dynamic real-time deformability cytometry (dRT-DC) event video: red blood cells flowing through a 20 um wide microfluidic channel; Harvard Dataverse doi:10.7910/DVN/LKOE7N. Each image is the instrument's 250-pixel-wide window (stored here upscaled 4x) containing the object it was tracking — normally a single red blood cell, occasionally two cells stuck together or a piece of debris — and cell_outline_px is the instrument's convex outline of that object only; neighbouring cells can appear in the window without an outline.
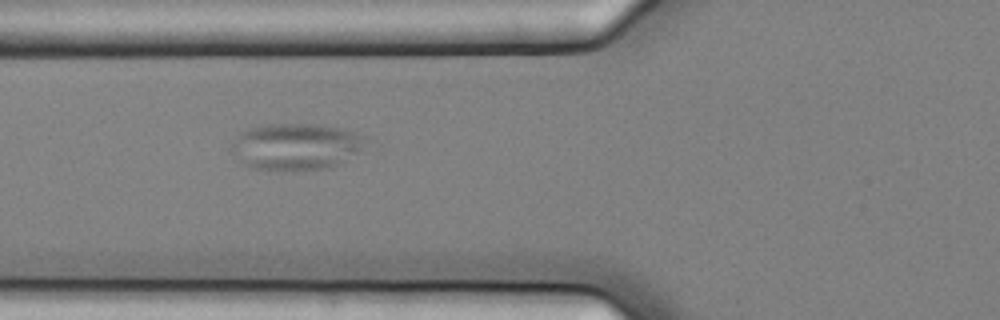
{"species": "common noctule bat (a hibernating species)", "species_latin": "Nyctalus noctula", "temperature_condition": "cold", "stored_images_in_passage": 3, "camera_frame_rate_fps": 3000, "um_per_image_px": 0.085, "animal": {"sex": "female", "body_mass_g": 25.1}, "frame": {"image": 1, "passage_image": 2, "time_ms": 0.333, "image_size_px": [1000, 320], "cell_outline_px": [[368, 136], [360, 148], [356, 152], [340, 164], [332, 168], [252, 168], [244, 164], [228, 148], [240, 132], [248, 128], [260, 124], [316, 124], [340, 128]], "centroid_in_image_um": [25.12, 12.41], "position_along_channel_um": 100.7, "area_um2": 35.84}}
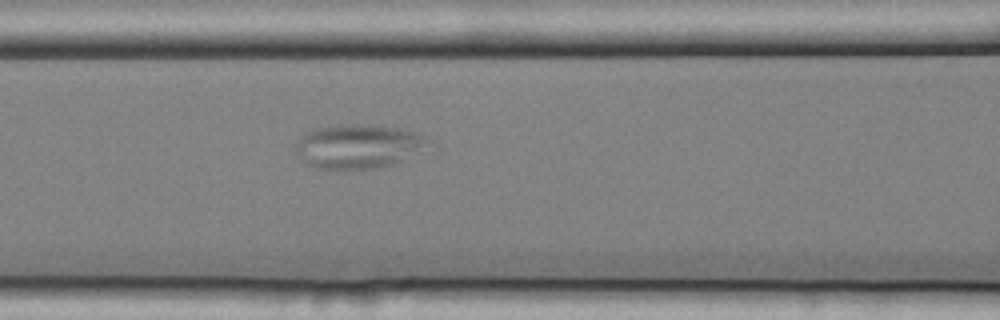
{"frame": {"image": 2, "passage_image": 3, "time_ms": 0.667, "image_size_px": [1000, 320], "cell_outline_px": [[424, 136], [420, 144], [400, 160], [376, 168], [312, 168], [304, 164], [296, 152], [296, 140], [304, 132], [316, 128], [336, 124], [372, 124], [396, 128], [412, 132]], "centroid_in_image_um": [30.18, 12.41], "position_along_channel_um": 136.4, "area_um2": 32.77}}